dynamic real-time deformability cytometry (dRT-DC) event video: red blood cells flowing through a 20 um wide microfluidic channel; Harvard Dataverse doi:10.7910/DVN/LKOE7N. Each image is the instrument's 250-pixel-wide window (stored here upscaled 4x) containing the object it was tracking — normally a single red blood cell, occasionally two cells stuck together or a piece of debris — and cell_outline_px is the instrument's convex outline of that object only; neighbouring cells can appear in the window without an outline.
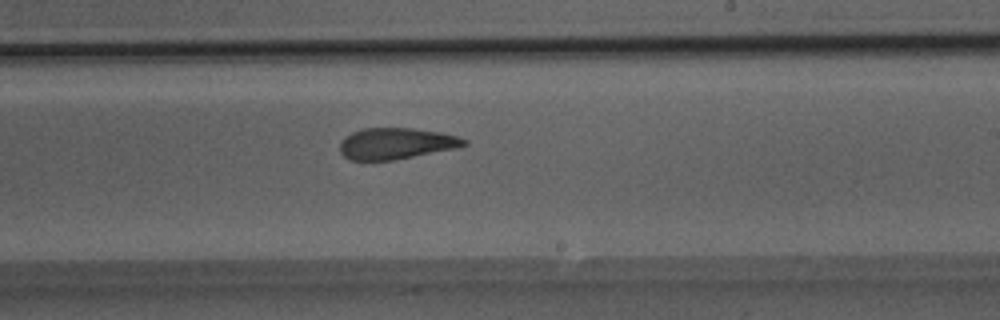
{"species": "Egyptian fruit bat (a non-hibernating species)", "species_latin": "Rousettus aegyptiacus", "temperature_condition": "room temperature", "stored_images_in_passage": 40, "camera_frame_rate_fps": 3000, "um_per_image_px": 0.085, "animal": {"sex": "male"}, "frame": {"image": 1, "passage_image": 24, "time_ms": 7.667, "image_size_px": [1000, 320], "cell_outline_px": [[468, 144], [460, 148], [392, 160], [348, 160], [340, 152], [340, 140], [344, 136], [352, 132], [364, 128], [412, 128], [440, 132], [456, 136], [468, 140]], "centroid_in_image_um": [33.67, 12.2], "position_along_channel_um": 255.3, "area_um2": 22.83}}
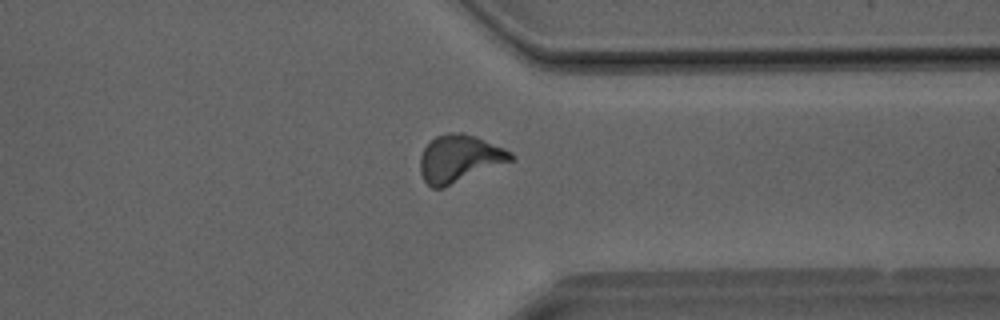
{"frame": {"image": 2, "passage_image": 31, "time_ms": 10.0, "image_size_px": [1000, 320], "cell_outline_px": [[516, 156], [512, 160], [444, 188], [432, 188], [424, 180], [420, 172], [420, 156], [424, 148], [436, 136], [448, 132], [464, 132], [476, 136], [504, 148], [512, 152]], "centroid_in_image_um": [39.04, 13.47], "position_along_channel_um": 372.4, "area_um2": 25.03}}
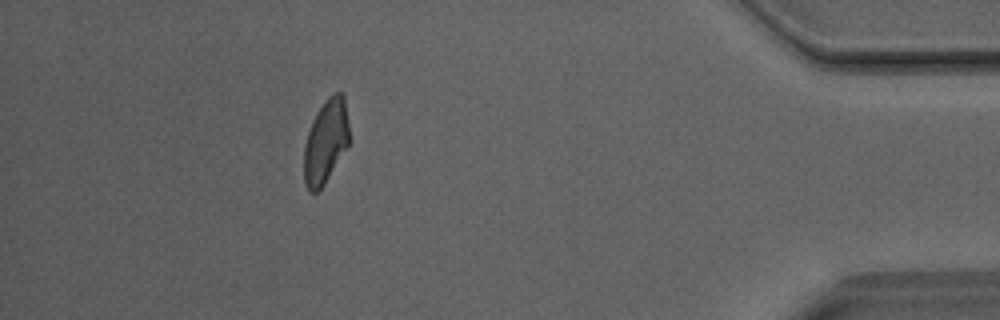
{"frame": {"image": 3, "passage_image": 36, "time_ms": 11.667, "image_size_px": [1000, 320], "cell_outline_px": [[348, 144], [324, 184], [316, 192], [308, 192], [304, 180], [304, 144], [312, 120], [316, 112], [324, 100], [332, 92], [340, 92], [344, 96], [348, 124]], "centroid_in_image_um": [27.66, 12.0], "position_along_channel_um": 407.5, "area_um2": 21.91}}